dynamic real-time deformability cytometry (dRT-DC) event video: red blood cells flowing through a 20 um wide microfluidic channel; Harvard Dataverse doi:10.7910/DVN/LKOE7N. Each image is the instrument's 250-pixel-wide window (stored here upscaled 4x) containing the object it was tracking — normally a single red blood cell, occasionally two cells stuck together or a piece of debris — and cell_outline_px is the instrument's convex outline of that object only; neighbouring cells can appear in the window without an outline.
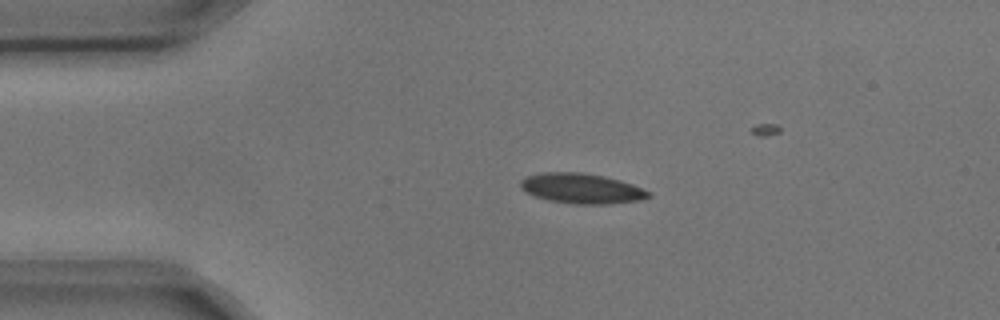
{"species": "common noctule bat (a hibernating species)", "species_latin": "Nyctalus noctula", "temperature_condition": "cold", "stored_images_in_passage": 3, "camera_frame_rate_fps": 3000, "um_per_image_px": 0.085, "animal": {"sex": "male", "body_mass_g": 17.9, "forearm_length_mm": 54.2}, "frame": {"image": 1, "passage_image": 1, "time_ms": 0.0, "image_size_px": [1000, 320], "cell_outline_px": [[652, 196], [640, 200], [604, 204], [576, 204], [548, 200], [532, 196], [520, 188], [520, 180], [528, 176], [544, 172], [584, 172], [604, 176], [620, 180], [632, 184], [652, 192]], "centroid_in_image_um": [49.43, 16.01], "position_along_channel_um": 35.6, "area_um2": 22.6}}